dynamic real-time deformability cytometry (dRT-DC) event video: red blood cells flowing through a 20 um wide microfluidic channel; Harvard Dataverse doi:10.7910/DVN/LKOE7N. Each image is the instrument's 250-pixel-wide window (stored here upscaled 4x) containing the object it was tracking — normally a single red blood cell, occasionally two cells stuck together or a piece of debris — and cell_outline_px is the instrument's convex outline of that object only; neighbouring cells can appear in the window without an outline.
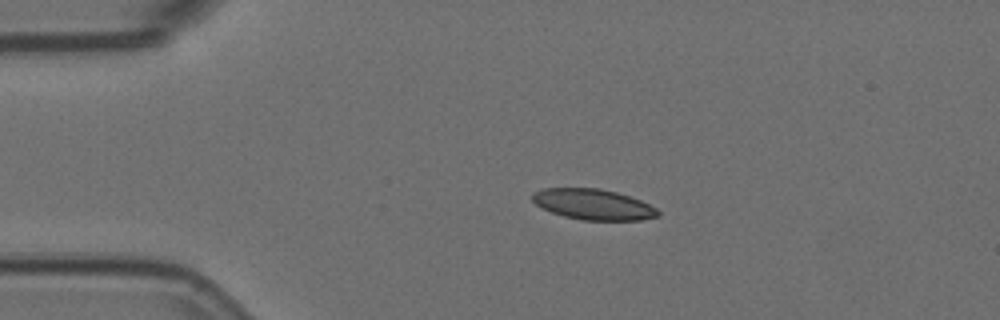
{"species": "Egyptian fruit bat (a non-hibernating species)", "species_latin": "Rousettus aegyptiacus", "temperature_condition": "room temperature", "stored_images_in_passage": 46, "camera_frame_rate_fps": 3000, "um_per_image_px": 0.085, "animal": {"sex": "female"}, "frame": {"image": 1, "passage_image": 1, "time_ms": 0.0, "image_size_px": [1000, 320], "cell_outline_px": [[660, 216], [640, 220], [580, 220], [564, 216], [540, 208], [532, 200], [532, 192], [544, 188], [600, 188], [616, 192], [640, 200], [656, 208], [660, 212]], "centroid_in_image_um": [50.4, 17.37], "position_along_channel_um": 34.6, "area_um2": 22.48}}
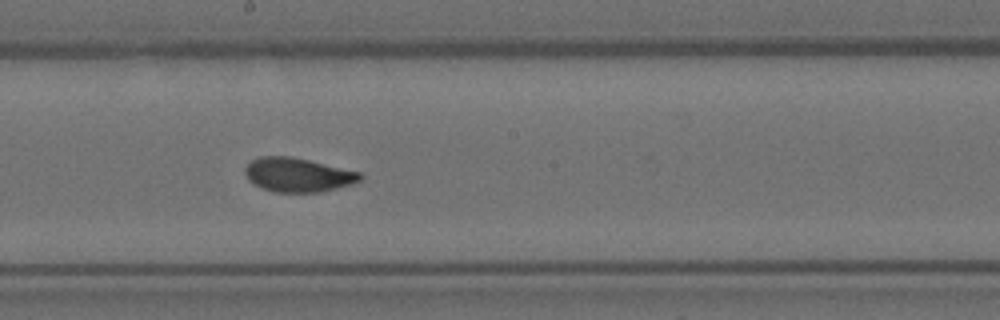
{"frame": {"image": 2, "passage_image": 20, "time_ms": 6.333, "image_size_px": [1000, 320], "cell_outline_px": [[364, 176], [360, 180], [352, 184], [320, 192], [272, 192], [260, 188], [252, 184], [248, 180], [244, 172], [244, 168], [252, 160], [260, 156], [292, 156], [360, 172]], "centroid_in_image_um": [25.28, 14.86], "position_along_channel_um": 222.9, "area_um2": 23.0}}
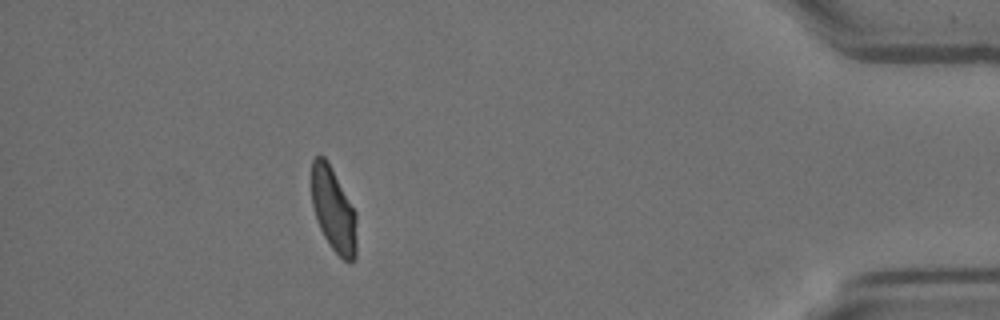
{"frame": {"image": 3, "passage_image": 40, "time_ms": 13.0, "image_size_px": [1000, 320], "cell_outline_px": [[356, 260], [352, 264], [348, 264], [332, 248], [324, 236], [316, 220], [312, 204], [312, 160], [316, 156], [324, 156], [328, 160], [356, 212]], "centroid_in_image_um": [28.36, 17.86], "position_along_channel_um": 406.8, "area_um2": 22.31}, "authors_computed_cell_mechanics": {"area_um2": 22.9755, "velocity_mm_per_s": 3.5724, "shape_relaxation_time_tau1_ms": 3.9371, "shape_relaxation_time_tau2_ms": 0.8651, "deformation_change_tau1": 0.1393, "deformation_change_tau2": 0.0567}}